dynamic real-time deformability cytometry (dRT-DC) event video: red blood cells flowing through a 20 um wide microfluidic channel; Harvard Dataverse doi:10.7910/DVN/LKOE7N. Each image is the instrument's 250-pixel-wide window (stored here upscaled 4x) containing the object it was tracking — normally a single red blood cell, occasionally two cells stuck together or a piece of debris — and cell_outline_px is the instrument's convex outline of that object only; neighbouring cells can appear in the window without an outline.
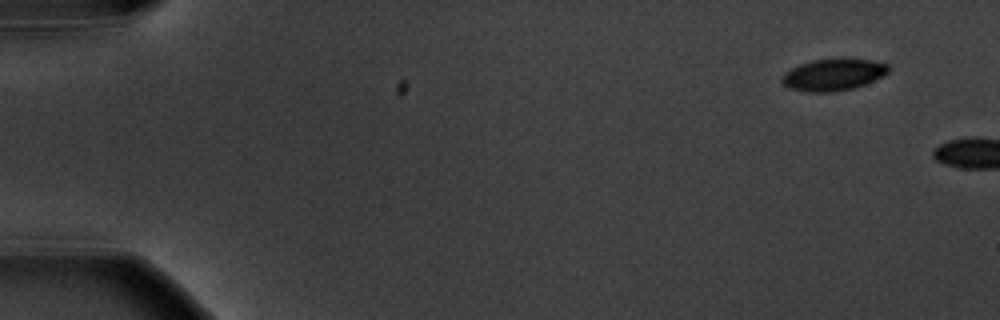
{"species": "common noctule bat (a hibernating species)", "species_latin": "Nyctalus noctula", "temperature_condition": "warm", "stored_images_in_passage": 2, "camera_frame_rate_fps": 3000, "um_per_image_px": 0.085, "animal": {"sex": "male", "body_mass_g": 20.1, "forearm_length_mm": 53.5}, "frame": {"image": 1, "passage_image": 1, "time_ms": 0.0, "image_size_px": [1000, 320], "cell_outline_px": [[888, 72], [884, 76], [864, 84], [852, 88], [832, 92], [808, 92], [788, 88], [780, 80], [792, 68], [800, 64], [812, 60], [868, 60], [888, 64]], "centroid_in_image_um": [70.82, 6.37], "position_along_channel_um": 14.2, "area_um2": 19.13}}